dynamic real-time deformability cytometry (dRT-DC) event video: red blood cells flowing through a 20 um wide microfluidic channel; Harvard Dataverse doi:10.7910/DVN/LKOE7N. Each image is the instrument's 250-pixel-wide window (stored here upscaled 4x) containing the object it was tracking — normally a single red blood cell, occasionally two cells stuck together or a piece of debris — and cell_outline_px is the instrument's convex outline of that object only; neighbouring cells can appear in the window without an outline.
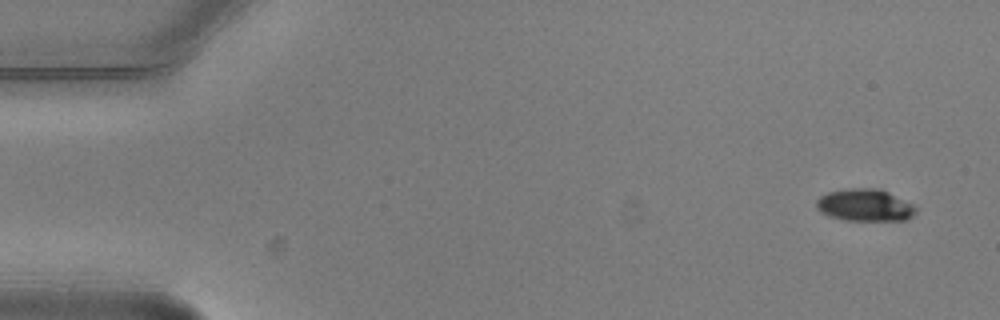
{"species": "common noctule bat (a hibernating species)", "species_latin": "Nyctalus noctula", "temperature_condition": "warm", "stored_images_in_passage": 5, "segment_of_instrument_passage": [2, 2], "camera_frame_rate_fps": 3000, "um_per_image_px": 0.085, "animal": {"sex": "male", "body_mass_g": 20.5, "forearm_length_mm": 52.5}, "frame": {"image": 1, "passage_image": 5, "time_ms": 1.333, "image_size_px": [1000, 320], "cell_outline_px": [[916, 212], [908, 220], [848, 220], [828, 216], [820, 212], [816, 208], [816, 200], [820, 196], [828, 192], [844, 188], [880, 188], [912, 204], [916, 208]], "centroid_in_image_um": [73.49, 17.43], "position_along_channel_um": 11.5, "area_um2": 18.73}}